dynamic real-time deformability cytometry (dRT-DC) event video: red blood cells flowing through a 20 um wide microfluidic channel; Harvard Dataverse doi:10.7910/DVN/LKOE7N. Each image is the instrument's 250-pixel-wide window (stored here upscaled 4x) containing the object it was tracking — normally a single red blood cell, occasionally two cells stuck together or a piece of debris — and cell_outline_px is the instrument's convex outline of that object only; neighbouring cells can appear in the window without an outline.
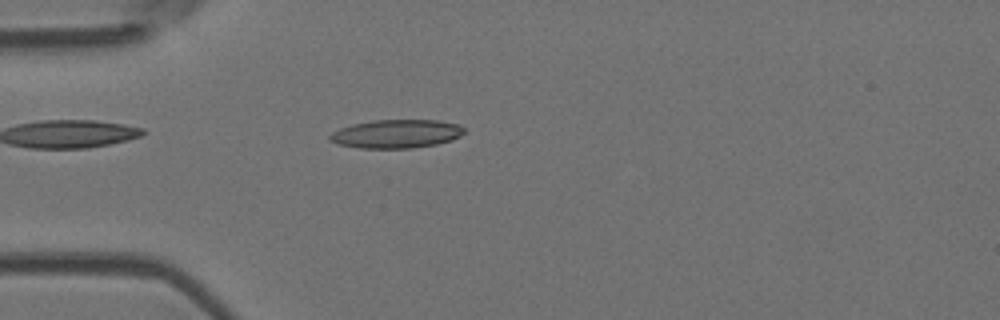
{"species": "Egyptian fruit bat (a non-hibernating species)", "species_latin": "Rousettus aegyptiacus", "temperature_condition": "room temperature", "stored_images_in_passage": 52, "camera_frame_rate_fps": 3000, "um_per_image_px": 0.085, "animal": {"sex": "female"}, "frame": {"image": 1, "passage_image": 14, "time_ms": 4.333, "image_size_px": [1000, 320], "cell_outline_px": [[464, 132], [460, 136], [452, 140], [436, 144], [412, 148], [360, 148], [336, 144], [328, 140], [328, 136], [332, 132], [340, 128], [352, 124], [372, 120], [436, 120], [460, 124], [464, 128]], "centroid_in_image_um": [33.67, 11.37], "position_along_channel_um": 51.3, "area_um2": 22.48}}
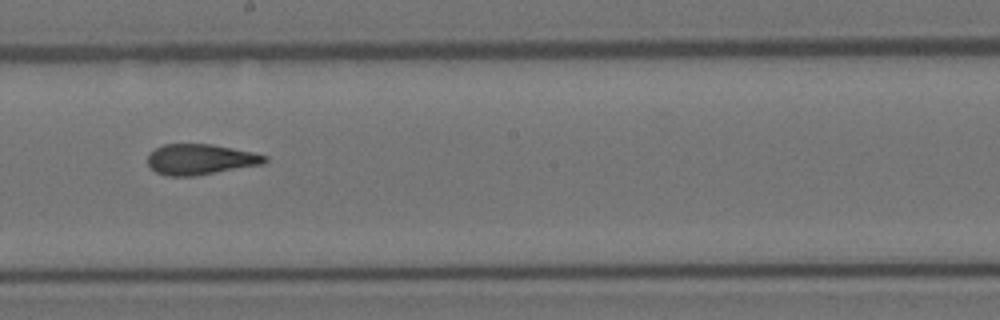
{"frame": {"image": 2, "passage_image": 29, "time_ms": 9.333, "image_size_px": [1000, 320], "cell_outline_px": [[268, 160], [264, 164], [196, 176], [168, 176], [156, 172], [148, 164], [148, 152], [164, 144], [212, 144], [252, 152], [268, 156]], "centroid_in_image_um": [17.04, 13.55], "position_along_channel_um": 231.2, "area_um2": 20.98}}
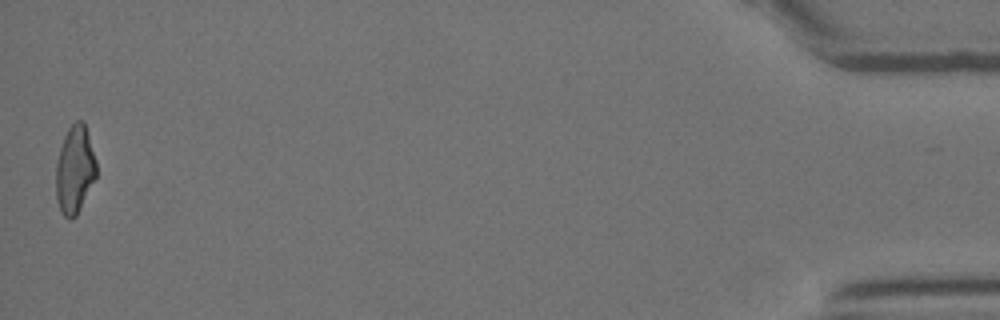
{"frame": {"image": 3, "passage_image": 52, "time_ms": 17.0, "image_size_px": [1000, 320], "cell_outline_px": [[96, 176], [76, 216], [72, 220], [64, 216], [60, 212], [56, 200], [56, 164], [60, 148], [64, 136], [68, 128], [76, 120], [84, 120], [96, 160]], "centroid_in_image_um": [6.34, 14.41], "position_along_channel_um": 428.9, "area_um2": 20.69}, "authors_computed_cell_mechanics": {"area_um2": 21.097, "velocity_mm_per_s": 3.8006, "shape_relaxation_time_tau1_ms": 9.7657, "shape_relaxation_time_tau2_ms": 2.0782, "deformation_change_tau1": 0.2739, "deformation_change_tau2": 0.118}}